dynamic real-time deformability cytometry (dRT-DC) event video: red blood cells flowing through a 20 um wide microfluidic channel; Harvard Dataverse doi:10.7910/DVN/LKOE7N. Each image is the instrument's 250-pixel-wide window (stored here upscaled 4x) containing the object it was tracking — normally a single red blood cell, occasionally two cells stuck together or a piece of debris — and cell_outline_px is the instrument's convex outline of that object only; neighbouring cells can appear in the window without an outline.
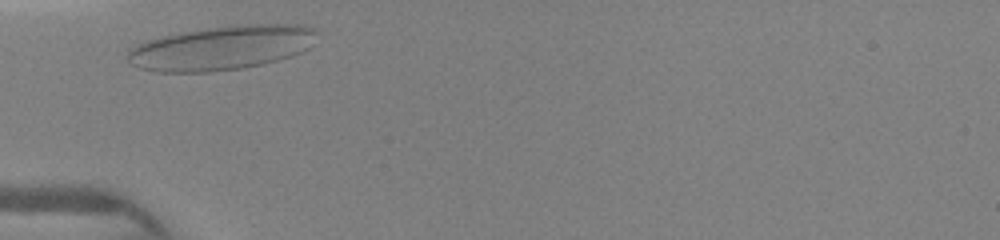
{"species": "human", "species_latin": "Homo sapiens", "temperature_condition": "warm", "stored_images_in_passage": 13, "camera_frame_rate_fps": 3000, "um_per_image_px": 0.085, "donor": {"sex": "female"}, "frame": {"image": 1, "passage_image": 1, "time_ms": 0.0, "image_size_px": [1000, 240], "cell_outline_px": [[316, 32], [308, 48], [300, 52], [276, 60], [260, 64], [240, 68], [212, 72], [156, 72], [140, 68], [132, 64], [128, 60], [128, 48], [144, 40], [160, 36], [180, 32], [208, 28], [240, 24], [304, 24], [312, 28]], "centroid_in_image_um": [18.76, 4.06], "position_along_channel_um": 66.2, "area_um2": 48.67}}
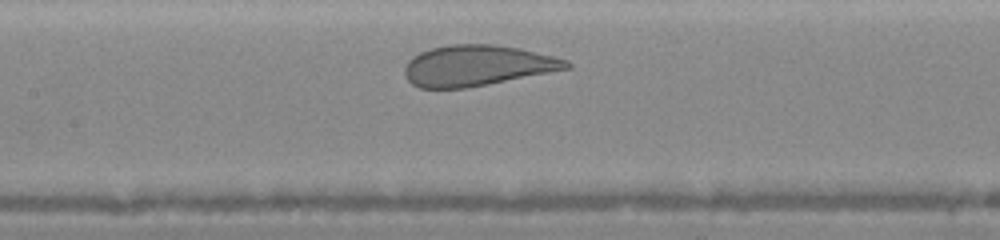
{"frame": {"image": 2, "passage_image": 6, "time_ms": 2.333, "image_size_px": [1000, 240], "cell_outline_px": [[572, 68], [468, 88], [420, 88], [412, 84], [408, 80], [404, 72], [404, 68], [408, 60], [412, 56], [420, 52], [432, 48], [448, 44], [492, 44], [520, 48], [568, 60], [572, 64]], "centroid_in_image_um": [40.56, 5.57], "position_along_channel_um": 166.8, "area_um2": 38.55}}
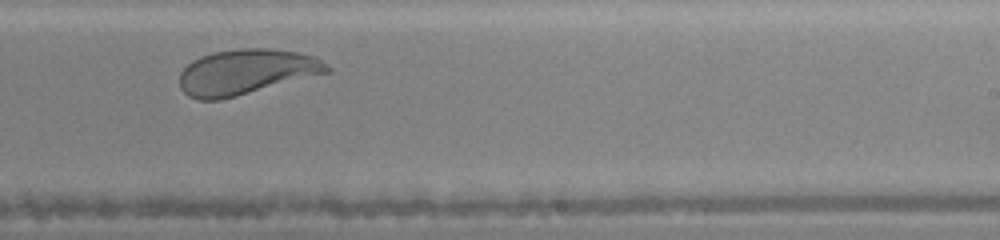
{"frame": {"image": 3, "passage_image": 11, "time_ms": 4.667, "image_size_px": [1000, 240], "cell_outline_px": [[332, 72], [220, 100], [196, 100], [188, 96], [180, 88], [180, 72], [192, 60], [200, 56], [212, 52], [240, 48], [272, 48], [296, 52], [312, 56], [320, 60], [332, 68]], "centroid_in_image_um": [20.91, 6.12], "position_along_channel_um": 268.1, "area_um2": 39.13}}